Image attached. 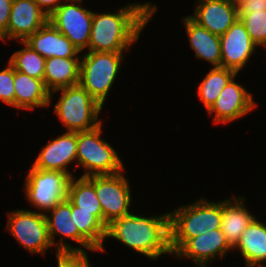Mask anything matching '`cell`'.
Listing matches in <instances>:
<instances>
[{"label":"cell","instance_id":"obj_8","mask_svg":"<svg viewBox=\"0 0 266 267\" xmlns=\"http://www.w3.org/2000/svg\"><path fill=\"white\" fill-rule=\"evenodd\" d=\"M23 246L31 253L44 254L52 247L44 213L30 210H16L8 214L6 226Z\"/></svg>","mask_w":266,"mask_h":267},{"label":"cell","instance_id":"obj_25","mask_svg":"<svg viewBox=\"0 0 266 267\" xmlns=\"http://www.w3.org/2000/svg\"><path fill=\"white\" fill-rule=\"evenodd\" d=\"M239 18L257 46L266 45V0H250L239 8Z\"/></svg>","mask_w":266,"mask_h":267},{"label":"cell","instance_id":"obj_21","mask_svg":"<svg viewBox=\"0 0 266 267\" xmlns=\"http://www.w3.org/2000/svg\"><path fill=\"white\" fill-rule=\"evenodd\" d=\"M80 57H52L45 60L44 84L53 91L75 86L80 81Z\"/></svg>","mask_w":266,"mask_h":267},{"label":"cell","instance_id":"obj_32","mask_svg":"<svg viewBox=\"0 0 266 267\" xmlns=\"http://www.w3.org/2000/svg\"><path fill=\"white\" fill-rule=\"evenodd\" d=\"M38 6L49 16L63 3L62 0H34ZM64 2L66 0H63Z\"/></svg>","mask_w":266,"mask_h":267},{"label":"cell","instance_id":"obj_33","mask_svg":"<svg viewBox=\"0 0 266 267\" xmlns=\"http://www.w3.org/2000/svg\"><path fill=\"white\" fill-rule=\"evenodd\" d=\"M236 8H240L242 5H244L246 2H249L250 0H229Z\"/></svg>","mask_w":266,"mask_h":267},{"label":"cell","instance_id":"obj_15","mask_svg":"<svg viewBox=\"0 0 266 267\" xmlns=\"http://www.w3.org/2000/svg\"><path fill=\"white\" fill-rule=\"evenodd\" d=\"M233 248L227 242L221 228L206 231L204 234L189 238L173 255L180 258H190L196 264H207L216 256L224 257Z\"/></svg>","mask_w":266,"mask_h":267},{"label":"cell","instance_id":"obj_19","mask_svg":"<svg viewBox=\"0 0 266 267\" xmlns=\"http://www.w3.org/2000/svg\"><path fill=\"white\" fill-rule=\"evenodd\" d=\"M183 18L190 47L195 51V56L199 59H205L213 67H221L220 36L212 34L190 16Z\"/></svg>","mask_w":266,"mask_h":267},{"label":"cell","instance_id":"obj_10","mask_svg":"<svg viewBox=\"0 0 266 267\" xmlns=\"http://www.w3.org/2000/svg\"><path fill=\"white\" fill-rule=\"evenodd\" d=\"M81 2L66 0L48 16V21L64 34L80 52L89 47L94 13L80 6Z\"/></svg>","mask_w":266,"mask_h":267},{"label":"cell","instance_id":"obj_9","mask_svg":"<svg viewBox=\"0 0 266 267\" xmlns=\"http://www.w3.org/2000/svg\"><path fill=\"white\" fill-rule=\"evenodd\" d=\"M123 171L111 175H94V188L102 207L105 227L114 219L130 214V185Z\"/></svg>","mask_w":266,"mask_h":267},{"label":"cell","instance_id":"obj_17","mask_svg":"<svg viewBox=\"0 0 266 267\" xmlns=\"http://www.w3.org/2000/svg\"><path fill=\"white\" fill-rule=\"evenodd\" d=\"M40 151L32 167L71 174L67 170V166L77 160V132L63 133L46 146L41 147Z\"/></svg>","mask_w":266,"mask_h":267},{"label":"cell","instance_id":"obj_18","mask_svg":"<svg viewBox=\"0 0 266 267\" xmlns=\"http://www.w3.org/2000/svg\"><path fill=\"white\" fill-rule=\"evenodd\" d=\"M45 59L52 57H79L80 51L49 21L25 41Z\"/></svg>","mask_w":266,"mask_h":267},{"label":"cell","instance_id":"obj_4","mask_svg":"<svg viewBox=\"0 0 266 267\" xmlns=\"http://www.w3.org/2000/svg\"><path fill=\"white\" fill-rule=\"evenodd\" d=\"M61 91L54 111L67 131L80 132L91 130L101 124L98 115L102 106L80 85L69 86Z\"/></svg>","mask_w":266,"mask_h":267},{"label":"cell","instance_id":"obj_2","mask_svg":"<svg viewBox=\"0 0 266 267\" xmlns=\"http://www.w3.org/2000/svg\"><path fill=\"white\" fill-rule=\"evenodd\" d=\"M106 238L121 241L134 251L156 260L170 250L169 213L141 217L130 213L114 219L106 227Z\"/></svg>","mask_w":266,"mask_h":267},{"label":"cell","instance_id":"obj_24","mask_svg":"<svg viewBox=\"0 0 266 267\" xmlns=\"http://www.w3.org/2000/svg\"><path fill=\"white\" fill-rule=\"evenodd\" d=\"M67 199L79 207V210L94 211V216L103 224L102 207L94 188V176H81L76 181L72 177Z\"/></svg>","mask_w":266,"mask_h":267},{"label":"cell","instance_id":"obj_29","mask_svg":"<svg viewBox=\"0 0 266 267\" xmlns=\"http://www.w3.org/2000/svg\"><path fill=\"white\" fill-rule=\"evenodd\" d=\"M8 63V67L0 71V100L15 107L14 67Z\"/></svg>","mask_w":266,"mask_h":267},{"label":"cell","instance_id":"obj_28","mask_svg":"<svg viewBox=\"0 0 266 267\" xmlns=\"http://www.w3.org/2000/svg\"><path fill=\"white\" fill-rule=\"evenodd\" d=\"M21 43L24 45V48L14 52L9 62L15 70L27 74L30 77L43 80L46 59L24 41H21Z\"/></svg>","mask_w":266,"mask_h":267},{"label":"cell","instance_id":"obj_34","mask_svg":"<svg viewBox=\"0 0 266 267\" xmlns=\"http://www.w3.org/2000/svg\"><path fill=\"white\" fill-rule=\"evenodd\" d=\"M199 267H206V264H197Z\"/></svg>","mask_w":266,"mask_h":267},{"label":"cell","instance_id":"obj_20","mask_svg":"<svg viewBox=\"0 0 266 267\" xmlns=\"http://www.w3.org/2000/svg\"><path fill=\"white\" fill-rule=\"evenodd\" d=\"M15 108L32 110L46 107L51 103V93L44 81L30 77L14 69Z\"/></svg>","mask_w":266,"mask_h":267},{"label":"cell","instance_id":"obj_3","mask_svg":"<svg viewBox=\"0 0 266 267\" xmlns=\"http://www.w3.org/2000/svg\"><path fill=\"white\" fill-rule=\"evenodd\" d=\"M222 201L197 202L181 206L169 213L170 250L174 254L189 238L221 228Z\"/></svg>","mask_w":266,"mask_h":267},{"label":"cell","instance_id":"obj_6","mask_svg":"<svg viewBox=\"0 0 266 267\" xmlns=\"http://www.w3.org/2000/svg\"><path fill=\"white\" fill-rule=\"evenodd\" d=\"M124 52L88 51L80 61L79 84L103 107Z\"/></svg>","mask_w":266,"mask_h":267},{"label":"cell","instance_id":"obj_23","mask_svg":"<svg viewBox=\"0 0 266 267\" xmlns=\"http://www.w3.org/2000/svg\"><path fill=\"white\" fill-rule=\"evenodd\" d=\"M239 249L247 267H265L266 225L256 218L243 231L239 242L233 248Z\"/></svg>","mask_w":266,"mask_h":267},{"label":"cell","instance_id":"obj_12","mask_svg":"<svg viewBox=\"0 0 266 267\" xmlns=\"http://www.w3.org/2000/svg\"><path fill=\"white\" fill-rule=\"evenodd\" d=\"M220 44L221 67L234 70L236 73L247 64L257 48L240 18L220 36Z\"/></svg>","mask_w":266,"mask_h":267},{"label":"cell","instance_id":"obj_16","mask_svg":"<svg viewBox=\"0 0 266 267\" xmlns=\"http://www.w3.org/2000/svg\"><path fill=\"white\" fill-rule=\"evenodd\" d=\"M190 17L212 34L222 36L239 18V9L229 0H199Z\"/></svg>","mask_w":266,"mask_h":267},{"label":"cell","instance_id":"obj_14","mask_svg":"<svg viewBox=\"0 0 266 267\" xmlns=\"http://www.w3.org/2000/svg\"><path fill=\"white\" fill-rule=\"evenodd\" d=\"M234 78L227 83L214 105L208 110L209 114L215 113L213 119L217 124L242 118L256 107L257 103L253 101L250 92L236 83Z\"/></svg>","mask_w":266,"mask_h":267},{"label":"cell","instance_id":"obj_7","mask_svg":"<svg viewBox=\"0 0 266 267\" xmlns=\"http://www.w3.org/2000/svg\"><path fill=\"white\" fill-rule=\"evenodd\" d=\"M72 177L57 170L31 167L25 181V196L36 209L48 212L67 199Z\"/></svg>","mask_w":266,"mask_h":267},{"label":"cell","instance_id":"obj_11","mask_svg":"<svg viewBox=\"0 0 266 267\" xmlns=\"http://www.w3.org/2000/svg\"><path fill=\"white\" fill-rule=\"evenodd\" d=\"M49 212L52 213L51 215H47L44 213L48 233L51 240L52 245L56 244V257L63 255V254H87L84 251V247L91 251H98L78 230L77 226L74 224L71 218V202L66 199L61 203L57 204L53 209ZM60 235L62 238L59 242L54 241V235ZM64 238L71 239L76 243L83 246L81 247H72L70 244H66L63 240Z\"/></svg>","mask_w":266,"mask_h":267},{"label":"cell","instance_id":"obj_13","mask_svg":"<svg viewBox=\"0 0 266 267\" xmlns=\"http://www.w3.org/2000/svg\"><path fill=\"white\" fill-rule=\"evenodd\" d=\"M48 22V15L34 0H13L7 30L0 40L25 41Z\"/></svg>","mask_w":266,"mask_h":267},{"label":"cell","instance_id":"obj_30","mask_svg":"<svg viewBox=\"0 0 266 267\" xmlns=\"http://www.w3.org/2000/svg\"><path fill=\"white\" fill-rule=\"evenodd\" d=\"M57 262L58 267H90L87 254H63Z\"/></svg>","mask_w":266,"mask_h":267},{"label":"cell","instance_id":"obj_31","mask_svg":"<svg viewBox=\"0 0 266 267\" xmlns=\"http://www.w3.org/2000/svg\"><path fill=\"white\" fill-rule=\"evenodd\" d=\"M13 0H0V36L7 30Z\"/></svg>","mask_w":266,"mask_h":267},{"label":"cell","instance_id":"obj_26","mask_svg":"<svg viewBox=\"0 0 266 267\" xmlns=\"http://www.w3.org/2000/svg\"><path fill=\"white\" fill-rule=\"evenodd\" d=\"M238 74L224 67H213L198 86V95L207 111L214 105L227 83Z\"/></svg>","mask_w":266,"mask_h":267},{"label":"cell","instance_id":"obj_1","mask_svg":"<svg viewBox=\"0 0 266 267\" xmlns=\"http://www.w3.org/2000/svg\"><path fill=\"white\" fill-rule=\"evenodd\" d=\"M157 11V6L128 4L117 13H93L88 51L123 52L140 36L145 25Z\"/></svg>","mask_w":266,"mask_h":267},{"label":"cell","instance_id":"obj_22","mask_svg":"<svg viewBox=\"0 0 266 267\" xmlns=\"http://www.w3.org/2000/svg\"><path fill=\"white\" fill-rule=\"evenodd\" d=\"M243 197L222 201L221 229L229 245L234 248L243 231L256 218L246 209Z\"/></svg>","mask_w":266,"mask_h":267},{"label":"cell","instance_id":"obj_5","mask_svg":"<svg viewBox=\"0 0 266 267\" xmlns=\"http://www.w3.org/2000/svg\"><path fill=\"white\" fill-rule=\"evenodd\" d=\"M102 124L97 127L77 132V164L86 172L82 177L111 175L124 170L117 152L109 143L101 139Z\"/></svg>","mask_w":266,"mask_h":267},{"label":"cell","instance_id":"obj_27","mask_svg":"<svg viewBox=\"0 0 266 267\" xmlns=\"http://www.w3.org/2000/svg\"><path fill=\"white\" fill-rule=\"evenodd\" d=\"M71 218L79 232L98 250L104 251L106 227L94 216V211L79 210L71 203Z\"/></svg>","mask_w":266,"mask_h":267}]
</instances>
